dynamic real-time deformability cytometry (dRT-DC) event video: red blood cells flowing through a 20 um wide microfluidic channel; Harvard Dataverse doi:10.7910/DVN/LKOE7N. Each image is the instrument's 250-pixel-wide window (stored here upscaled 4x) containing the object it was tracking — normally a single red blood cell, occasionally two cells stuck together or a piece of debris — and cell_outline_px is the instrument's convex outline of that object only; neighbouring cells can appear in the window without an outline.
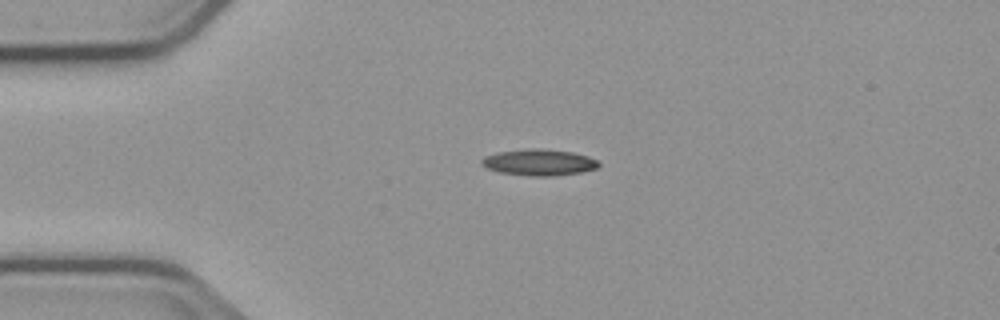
{"species": "common noctule bat (a hibernating species)", "species_latin": "Nyctalus noctula", "temperature_condition": "cold", "stored_images_in_passage": 3, "camera_frame_rate_fps": 3000, "um_per_image_px": 0.085, "animal": {"sex": "male", "body_mass_g": 23.1, "forearm_length_mm": 52.7}, "frame": {"image": 1, "passage_image": 1, "time_ms": 0.0, "image_size_px": [1000, 320], "cell_outline_px": [[600, 164], [596, 168], [580, 172], [552, 176], [532, 176], [500, 172], [488, 168], [480, 164], [480, 160], [484, 156], [496, 152], [528, 148], [544, 148], [572, 152], [588, 156], [596, 160]], "centroid_in_image_um": [45.78, 13.78], "position_along_channel_um": 39.2, "area_um2": 17.98}}
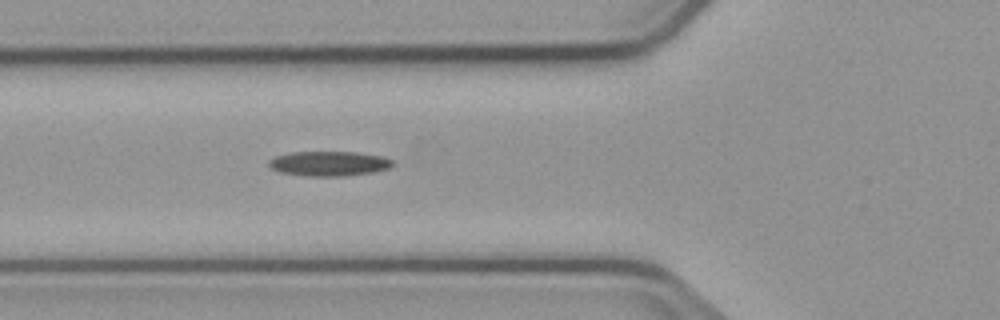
{"frame": {"image": 2, "passage_image": 3, "time_ms": 2.333, "image_size_px": [1000, 320], "cell_outline_px": [[392, 168], [376, 172], [348, 176], [304, 176], [280, 172], [272, 168], [268, 164], [268, 160], [276, 156], [292, 152], [356, 152], [380, 156], [392, 160]], "centroid_in_image_um": [27.98, 13.91], "position_along_channel_um": 97.8, "area_um2": 17.98}}